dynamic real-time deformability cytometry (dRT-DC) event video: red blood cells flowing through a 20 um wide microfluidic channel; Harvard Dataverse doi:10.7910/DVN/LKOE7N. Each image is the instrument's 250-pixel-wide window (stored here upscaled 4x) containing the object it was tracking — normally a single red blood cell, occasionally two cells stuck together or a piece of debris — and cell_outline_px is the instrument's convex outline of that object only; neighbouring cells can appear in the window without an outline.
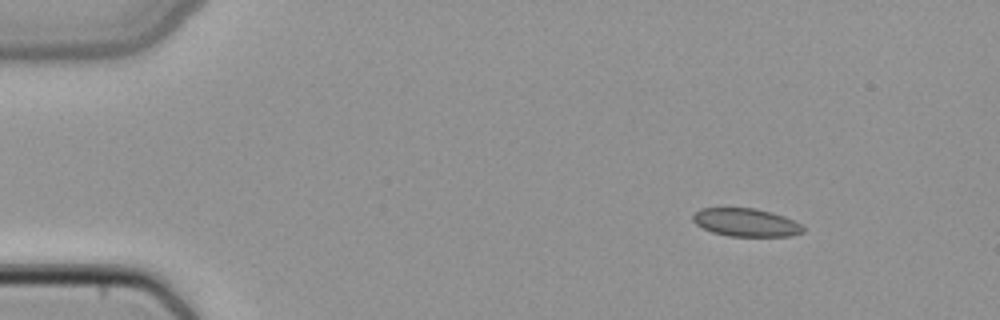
{"species": "common noctule bat (a hibernating species)", "species_latin": "Nyctalus noctula", "temperature_condition": "cold", "stored_images_in_passage": 3, "camera_frame_rate_fps": 3000, "um_per_image_px": 0.085, "animal": {"sex": "female", "body_mass_g": 22.7, "forearm_length_mm": 54.2}, "frame": {"image": 1, "passage_image": 1, "time_ms": 0.0, "image_size_px": [1000, 320], "cell_outline_px": [[804, 232], [792, 236], [728, 236], [712, 232], [696, 224], [692, 220], [692, 216], [700, 208], [756, 208], [772, 212], [784, 216], [800, 224], [804, 228]], "centroid_in_image_um": [63.41, 18.91], "position_along_channel_um": 21.6, "area_um2": 18.03}}